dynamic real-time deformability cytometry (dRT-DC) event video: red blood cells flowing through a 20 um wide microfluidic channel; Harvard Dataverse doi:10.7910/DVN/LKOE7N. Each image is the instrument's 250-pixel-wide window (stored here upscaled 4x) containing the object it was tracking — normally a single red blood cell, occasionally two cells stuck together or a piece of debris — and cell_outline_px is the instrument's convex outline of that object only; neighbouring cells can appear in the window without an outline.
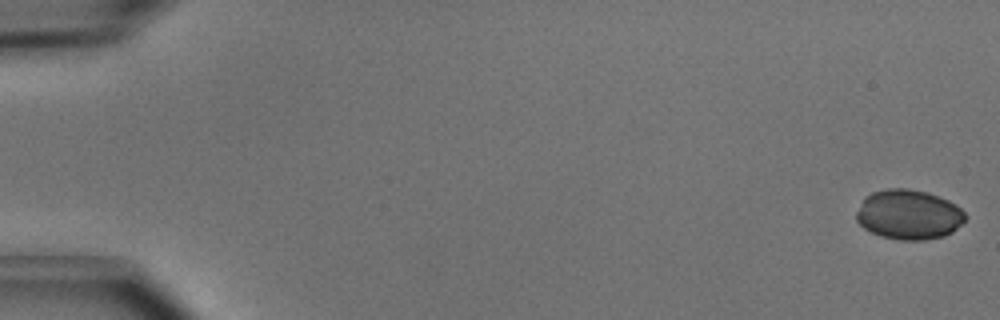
{"species": "common noctule bat (a hibernating species)", "species_latin": "Nyctalus noctula", "temperature_condition": "cold", "stored_images_in_passage": 5, "camera_frame_rate_fps": 3000, "um_per_image_px": 0.085, "animal": {"sex": "male", "body_mass_g": 15.6}, "frame": {"image": 1, "passage_image": 1, "time_ms": 0.0, "image_size_px": [1000, 320], "cell_outline_px": [[968, 216], [952, 232], [944, 236], [924, 240], [900, 240], [880, 236], [864, 228], [856, 220], [856, 212], [864, 196], [872, 192], [888, 188], [908, 188], [928, 192], [948, 200], [956, 204]], "centroid_in_image_um": [77.23, 18.23], "position_along_channel_um": 7.8, "area_um2": 31.79}}
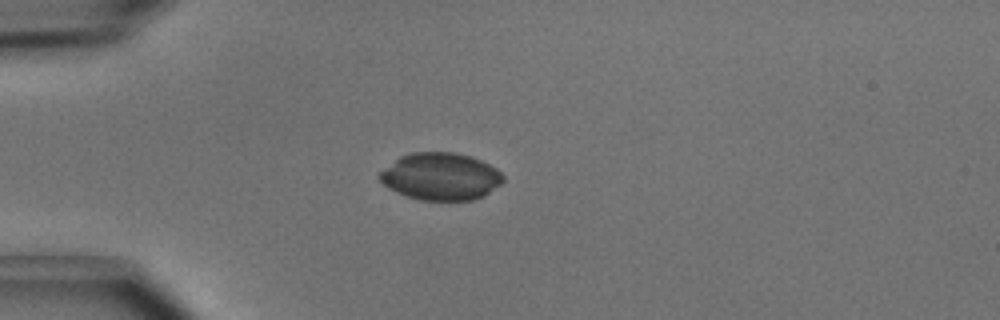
{"frame": {"image": 2, "passage_image": 4, "time_ms": 1.0, "image_size_px": [1000, 320], "cell_outline_px": [[504, 180], [500, 184], [484, 196], [472, 200], [420, 200], [396, 192], [388, 188], [376, 176], [384, 168], [400, 156], [412, 152], [456, 152], [472, 156], [496, 168], [504, 176]], "centroid_in_image_um": [37.45, 14.99], "position_along_channel_um": 47.5, "area_um2": 34.1}}